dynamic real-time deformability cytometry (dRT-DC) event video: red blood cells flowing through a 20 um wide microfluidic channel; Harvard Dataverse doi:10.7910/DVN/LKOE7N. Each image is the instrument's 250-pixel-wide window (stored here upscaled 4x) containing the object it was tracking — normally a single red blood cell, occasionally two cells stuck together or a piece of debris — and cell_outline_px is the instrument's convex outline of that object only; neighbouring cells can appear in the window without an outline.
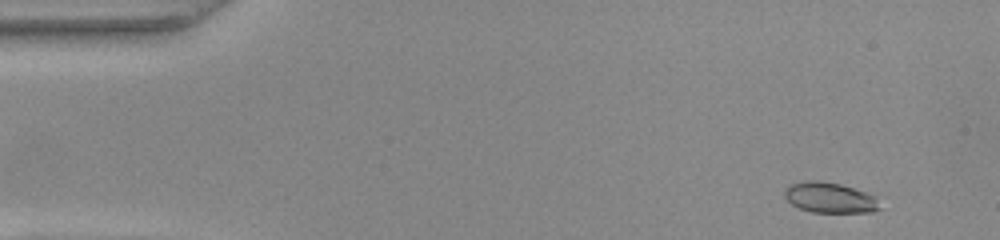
{"species": "common noctule bat (a hibernating species)", "species_latin": "Nyctalus noctula", "temperature_condition": "warm", "stored_images_in_passage": 49, "camera_frame_rate_fps": 3000, "um_per_image_px": 0.085, "animal": {"sex": "female", "body_mass_g": 22.0, "forearm_length_mm": 56.7}, "frame": {"image": 1, "passage_image": 2, "time_ms": 0.333, "image_size_px": [1000, 240], "cell_outline_px": [[884, 208], [872, 212], [812, 212], [800, 208], [792, 204], [784, 196], [784, 188], [788, 184], [808, 180], [820, 180], [840, 184], [880, 196]], "centroid_in_image_um": [70.62, 16.79], "position_along_channel_um": 14.4, "area_um2": 17.46}}
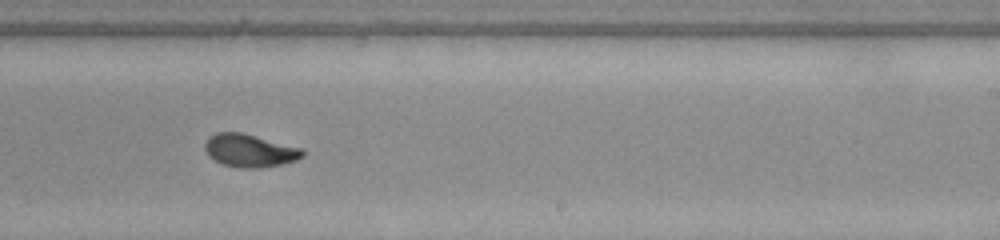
{"frame": {"image": 2, "passage_image": 29, "time_ms": 9.333, "image_size_px": [1000, 240], "cell_outline_px": [[304, 156], [296, 160], [284, 164], [260, 168], [240, 168], [220, 164], [208, 156], [204, 148], [204, 144], [208, 136], [216, 132], [240, 132], [300, 148], [304, 152]], "centroid_in_image_um": [21.17, 12.81], "position_along_channel_um": 267.8, "area_um2": 18.79}}
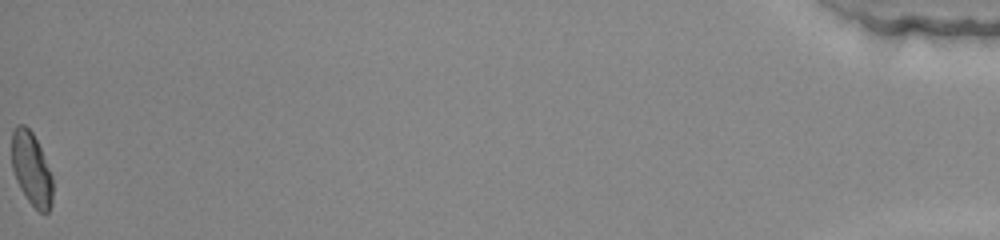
{"frame": {"image": 3, "passage_image": 49, "time_ms": 16.0, "image_size_px": [1000, 240], "cell_outline_px": [[52, 204], [48, 212], [40, 212], [28, 200], [20, 188], [16, 180], [12, 168], [12, 132], [16, 124], [24, 124], [32, 132], [40, 148], [52, 176]], "centroid_in_image_um": [2.66, 14.35], "position_along_channel_um": 432.5, "area_um2": 17.28}, "authors_computed_cell_mechanics": {"area_um2": 18.0336, "velocity_mm_per_s": 4.0438, "shape_relaxation_time_tau1_ms": 4.9121, "shape_relaxation_time_tau2_ms": 1.2351, "deformation_change_tau1": 0.2049, "deformation_change_tau2": 0.0607}}